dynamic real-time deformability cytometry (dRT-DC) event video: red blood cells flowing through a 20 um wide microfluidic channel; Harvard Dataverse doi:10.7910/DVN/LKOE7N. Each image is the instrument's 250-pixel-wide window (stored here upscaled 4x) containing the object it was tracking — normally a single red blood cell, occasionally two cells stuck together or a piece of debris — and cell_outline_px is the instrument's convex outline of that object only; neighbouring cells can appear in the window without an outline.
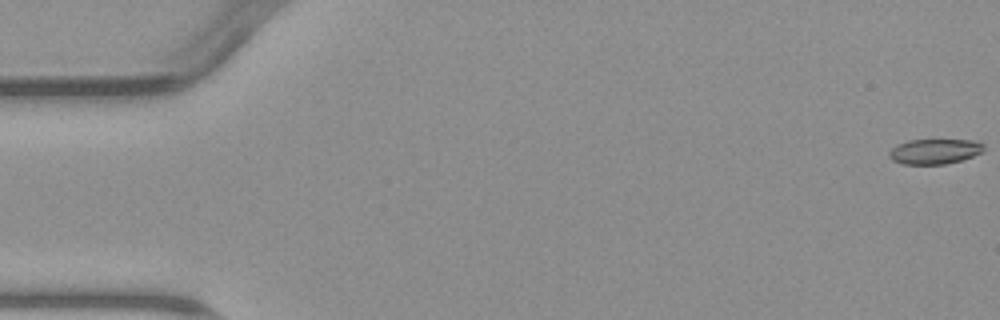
{"species": "common noctule bat (a hibernating species)", "species_latin": "Nyctalus noctula", "temperature_condition": "warm", "stored_images_in_passage": 5, "camera_frame_rate_fps": 3000, "um_per_image_px": 0.085, "animal": {"sex": "male", "body_mass_g": 23.1, "forearm_length_mm": 52.7}, "frame": {"image": 1, "passage_image": 1, "time_ms": 0.0, "image_size_px": [1000, 320], "cell_outline_px": [[984, 148], [980, 152], [972, 156], [960, 160], [944, 164], [904, 164], [892, 160], [888, 156], [888, 152], [896, 144], [908, 140], [976, 140], [984, 144]], "centroid_in_image_um": [79.4, 12.86], "position_along_channel_um": 5.6, "area_um2": 13.81}}
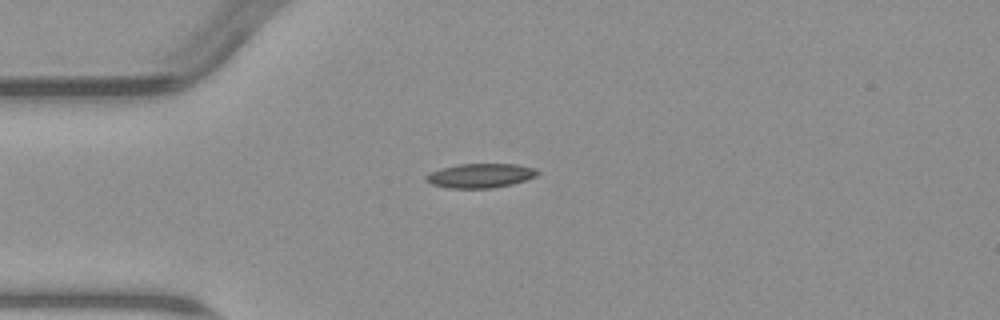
{"frame": {"image": 2, "passage_image": 5, "time_ms": 4.667, "image_size_px": [1000, 320], "cell_outline_px": [[540, 172], [536, 176], [512, 184], [492, 188], [448, 188], [432, 184], [424, 180], [424, 176], [440, 168], [456, 164], [516, 164], [536, 168]], "centroid_in_image_um": [40.82, 14.92], "position_along_channel_um": 44.2, "area_um2": 15.84}}